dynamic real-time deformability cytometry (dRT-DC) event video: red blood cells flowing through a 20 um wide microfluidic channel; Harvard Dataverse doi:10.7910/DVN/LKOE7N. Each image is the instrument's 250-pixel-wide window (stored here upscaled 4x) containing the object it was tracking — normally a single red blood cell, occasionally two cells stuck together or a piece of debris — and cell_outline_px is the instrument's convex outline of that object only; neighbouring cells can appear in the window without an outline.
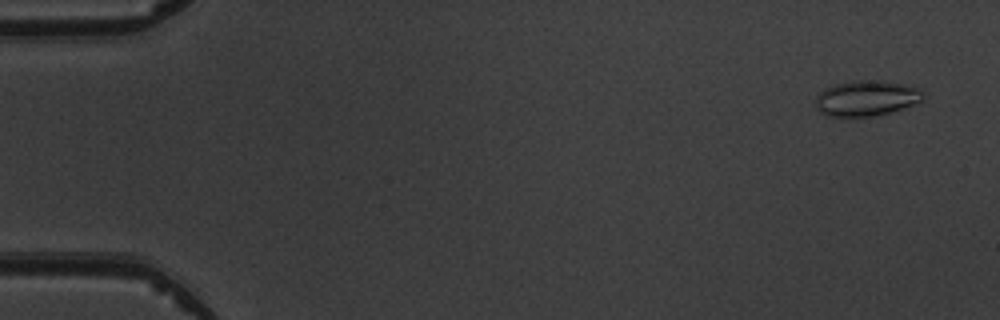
{"species": "common noctule bat (a hibernating species)", "species_latin": "Nyctalus noctula", "temperature_condition": "warm", "stored_images_in_passage": 5, "segment_of_instrument_passage": [1, 2], "camera_frame_rate_fps": 3000, "um_per_image_px": 0.085, "animal": {"sex": "male", "body_mass_g": 19.5, "forearm_length_mm": 54.6}, "frame": {"image": 1, "passage_image": 1, "time_ms": 0.0, "image_size_px": [1000, 320], "cell_outline_px": [[924, 96], [920, 100], [912, 104], [888, 112], [872, 116], [828, 116], [820, 112], [816, 108], [816, 96], [824, 88], [836, 84], [856, 80], [880, 80], [904, 84], [920, 88], [924, 92]], "centroid_in_image_um": [73.61, 8.33], "position_along_channel_um": 11.4, "area_um2": 22.02}}
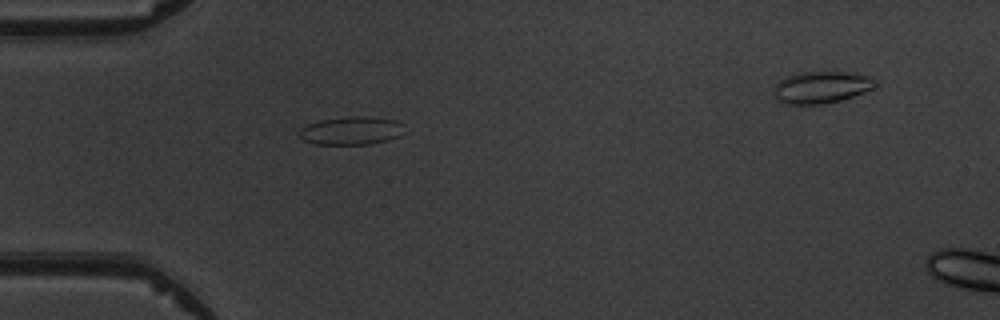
{"frame": {"image": 2, "passage_image": 4, "time_ms": 4.333, "image_size_px": [1000, 320], "cell_outline_px": [[400, 136], [388, 140], [368, 144], [316, 144], [304, 140], [296, 132], [300, 128], [308, 124], [320, 120], [348, 116], [364, 116], [396, 120], [400, 124]], "centroid_in_image_um": [29.78, 11.1], "position_along_channel_um": 55.2, "area_um2": 17.05}}